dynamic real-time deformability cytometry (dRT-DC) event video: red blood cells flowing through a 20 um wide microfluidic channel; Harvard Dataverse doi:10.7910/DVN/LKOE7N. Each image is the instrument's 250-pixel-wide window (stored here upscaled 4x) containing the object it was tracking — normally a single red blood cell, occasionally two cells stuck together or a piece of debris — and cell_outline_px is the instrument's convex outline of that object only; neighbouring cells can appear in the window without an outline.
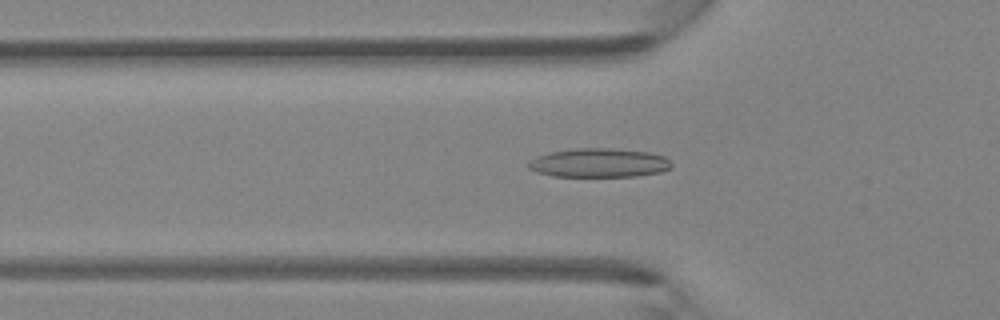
{"species": "Egyptian fruit bat (a non-hibernating species)", "species_latin": "Rousettus aegyptiacus", "temperature_condition": "room temperature", "stored_images_in_passage": 45, "camera_frame_rate_fps": 3000, "um_per_image_px": 0.085, "animal": {"sex": "female"}, "frame": {"image": 1, "passage_image": 15, "time_ms": 4.667, "image_size_px": [1000, 320], "cell_outline_px": [[672, 168], [660, 172], [636, 176], [552, 176], [536, 172], [528, 168], [528, 164], [536, 156], [548, 152], [576, 148], [612, 148], [648, 152], [664, 156], [672, 164]], "centroid_in_image_um": [50.91, 13.84], "position_along_channel_um": 74.9, "area_um2": 24.16}}
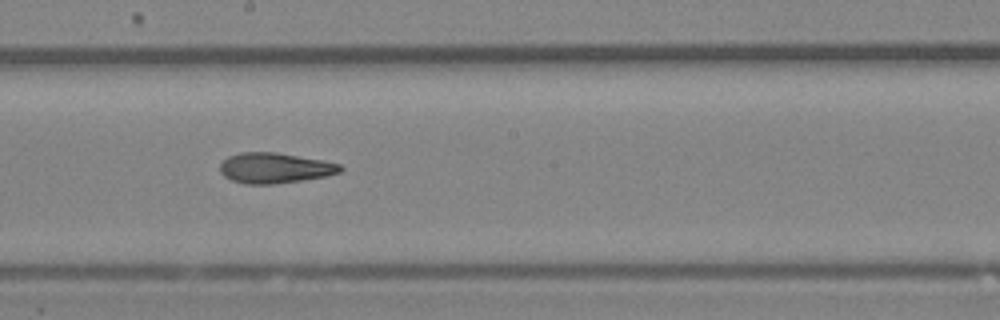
{"frame": {"image": 2, "passage_image": 25, "time_ms": 8.0, "image_size_px": [1000, 320], "cell_outline_px": [[344, 168], [340, 172], [324, 176], [300, 180], [272, 184], [244, 184], [232, 180], [224, 176], [220, 172], [220, 164], [228, 156], [240, 152], [276, 152], [324, 160], [340, 164]], "centroid_in_image_um": [23.34, 14.27], "position_along_channel_um": 224.9, "area_um2": 21.27}}
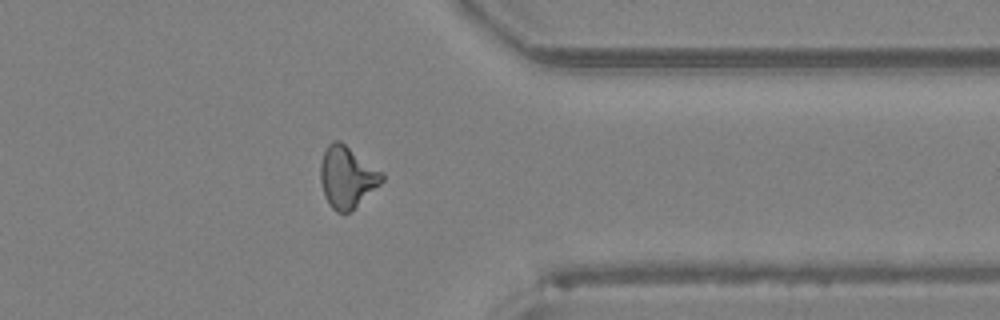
{"frame": {"image": 3, "passage_image": 36, "time_ms": 11.667, "image_size_px": [1000, 320], "cell_outline_px": [[384, 180], [352, 212], [344, 216], [336, 212], [328, 204], [324, 196], [320, 180], [320, 164], [324, 152], [328, 144], [332, 140], [340, 140], [384, 172]], "centroid_in_image_um": [29.5, 15.08], "position_along_channel_um": 381.9, "area_um2": 22.66}}